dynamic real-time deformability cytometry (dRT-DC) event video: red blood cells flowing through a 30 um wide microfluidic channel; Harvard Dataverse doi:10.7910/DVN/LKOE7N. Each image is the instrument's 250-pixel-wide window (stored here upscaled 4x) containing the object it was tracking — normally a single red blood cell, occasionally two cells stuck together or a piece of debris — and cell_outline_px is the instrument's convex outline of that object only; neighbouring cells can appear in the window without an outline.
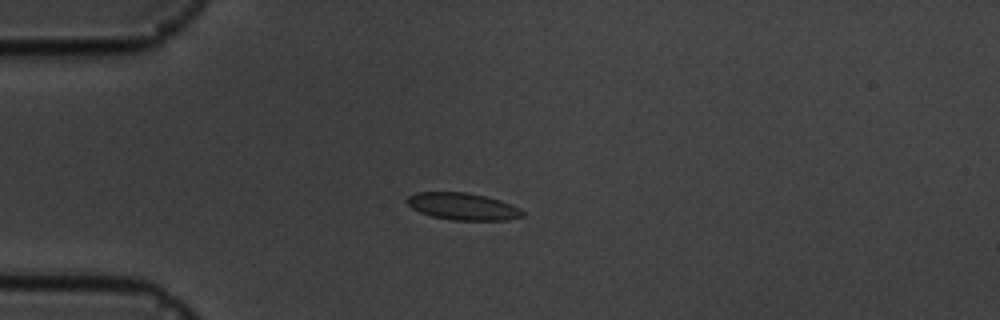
{"species": "common noctule bat (a hibernating species)", "species_latin": "Nyctalus noctula", "temperature_condition": "cold", "stored_images_in_passage": 15, "camera_frame_rate_fps": 3000, "um_per_image_px": 0.085, "animal": {"sex": "male", "body_mass_g": 19.5, "forearm_length_mm": 54.6}, "frame": {"image": 1, "passage_image": 4, "time_ms": 3.667, "image_size_px": [1000, 320], "cell_outline_px": [[524, 216], [508, 220], [452, 220], [432, 216], [420, 212], [412, 208], [404, 200], [408, 196], [416, 192], [468, 192], [500, 200], [520, 208], [524, 212]], "centroid_in_image_um": [39.33, 17.54], "position_along_channel_um": 45.7, "area_um2": 18.26}}
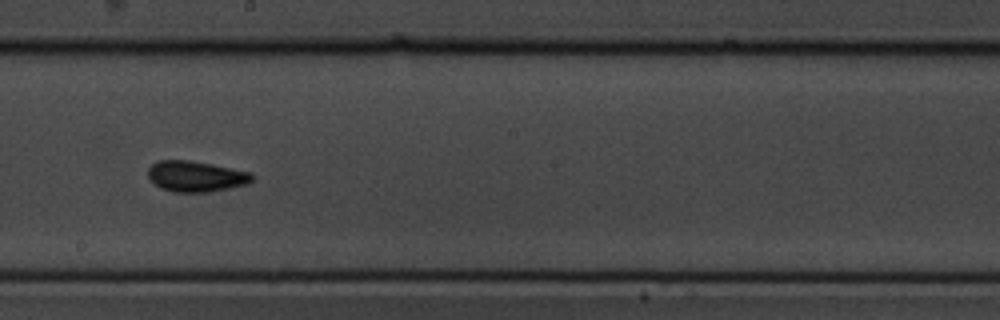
{"frame": {"image": 2, "passage_image": 9, "time_ms": 9.333, "image_size_px": [1000, 320], "cell_outline_px": [[252, 180], [248, 184], [208, 192], [172, 192], [160, 188], [152, 184], [148, 176], [148, 168], [156, 160], [188, 160], [212, 164], [252, 172]], "centroid_in_image_um": [16.61, 14.99], "position_along_channel_um": 231.6, "area_um2": 18.84}}
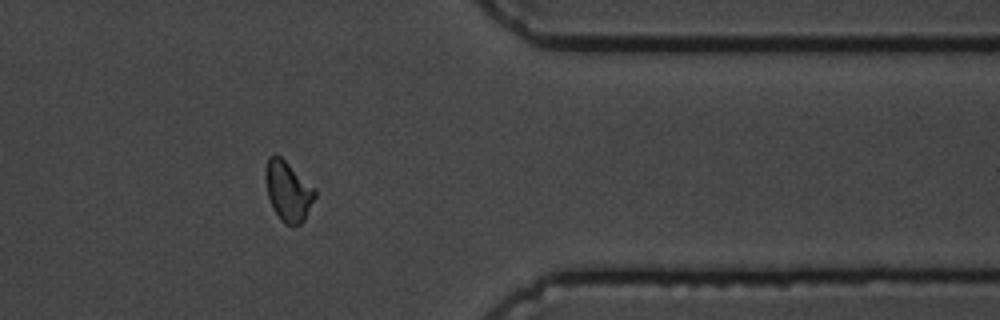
{"frame": {"image": 3, "passage_image": 13, "time_ms": 14.0, "image_size_px": [1000, 320], "cell_outline_px": [[316, 196], [304, 220], [300, 224], [292, 228], [284, 224], [280, 220], [268, 196], [264, 176], [264, 172], [268, 156], [280, 156], [316, 188]], "centroid_in_image_um": [24.5, 16.27], "position_along_channel_um": 386.9, "area_um2": 17.4}, "authors_computed_cell_mechanics": {"area_um2": 17.34, "velocity_mm_per_s": 3.6298, "shape_relaxation_time_tau1_ms": 2.1183, "shape_relaxation_time_tau2_ms": 1.8181, "deformation_change_tau1": 0.0837, "deformation_change_tau2": 0.0535}}